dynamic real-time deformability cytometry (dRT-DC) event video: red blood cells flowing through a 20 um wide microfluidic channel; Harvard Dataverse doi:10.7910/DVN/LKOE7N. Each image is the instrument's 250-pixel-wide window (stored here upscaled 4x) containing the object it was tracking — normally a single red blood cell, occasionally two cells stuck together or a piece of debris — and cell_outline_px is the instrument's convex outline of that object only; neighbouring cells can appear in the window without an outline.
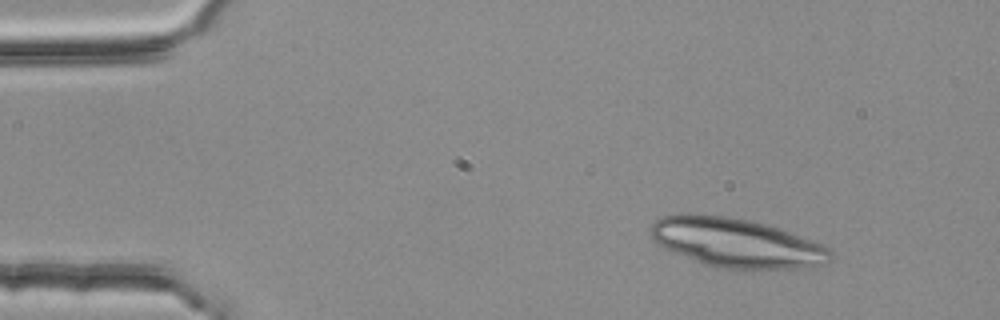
{"species": "common noctule bat (a hibernating species)", "species_latin": "Nyctalus noctula", "temperature_condition": "room temperature", "stored_images_in_passage": 3, "segment_of_instrument_passage": [1, 2], "camera_frame_rate_fps": 3000, "um_per_image_px": 0.085, "animal": {"sex": "female", "body_mass_g": 25.1}, "frame": {"image": 1, "passage_image": 1, "time_ms": 0.0, "image_size_px": [1000, 320], "cell_outline_px": [[832, 260], [824, 264], [804, 268], [720, 268], [708, 264], [664, 248], [652, 240], [648, 232], [648, 228], [656, 220], [664, 216], [680, 212], [688, 212], [728, 216], [768, 224], [780, 228], [820, 244], [828, 248], [832, 252]], "centroid_in_image_um": [62.55, 20.6], "position_along_channel_um": 22.5, "area_um2": 51.44}}